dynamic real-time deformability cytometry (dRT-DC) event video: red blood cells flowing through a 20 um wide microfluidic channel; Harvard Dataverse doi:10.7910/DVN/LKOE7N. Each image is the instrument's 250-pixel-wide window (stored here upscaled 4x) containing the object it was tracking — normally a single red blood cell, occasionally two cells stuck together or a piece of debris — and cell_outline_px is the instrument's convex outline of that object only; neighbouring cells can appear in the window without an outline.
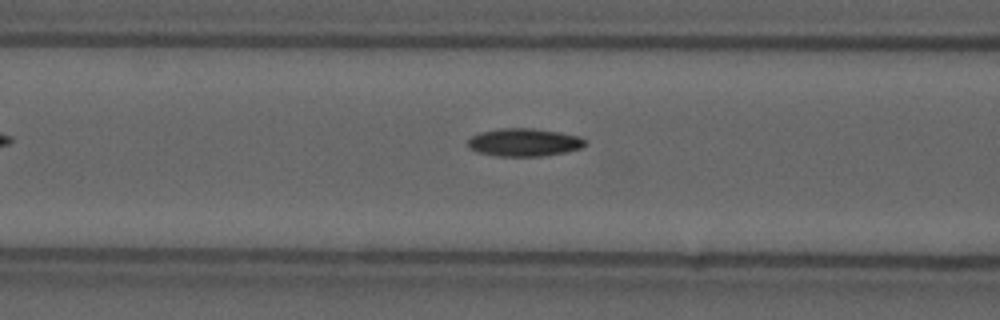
{"species": "common noctule bat (a hibernating species)", "species_latin": "Nyctalus noctula", "temperature_condition": "cold", "stored_images_in_passage": 8, "camera_frame_rate_fps": 3000, "um_per_image_px": 0.085, "animal": {"sex": "male", "forearm_length_mm": 52.5}, "frame": {"image": 1, "passage_image": 8, "time_ms": 2.333, "image_size_px": [1000, 320], "cell_outline_px": [[584, 144], [580, 148], [564, 152], [540, 156], [496, 156], [476, 152], [468, 144], [468, 140], [472, 136], [480, 132], [500, 128], [532, 128], [560, 132], [580, 136], [584, 140]], "centroid_in_image_um": [44.52, 12.09], "position_along_channel_um": 122.1, "area_um2": 18.9}}